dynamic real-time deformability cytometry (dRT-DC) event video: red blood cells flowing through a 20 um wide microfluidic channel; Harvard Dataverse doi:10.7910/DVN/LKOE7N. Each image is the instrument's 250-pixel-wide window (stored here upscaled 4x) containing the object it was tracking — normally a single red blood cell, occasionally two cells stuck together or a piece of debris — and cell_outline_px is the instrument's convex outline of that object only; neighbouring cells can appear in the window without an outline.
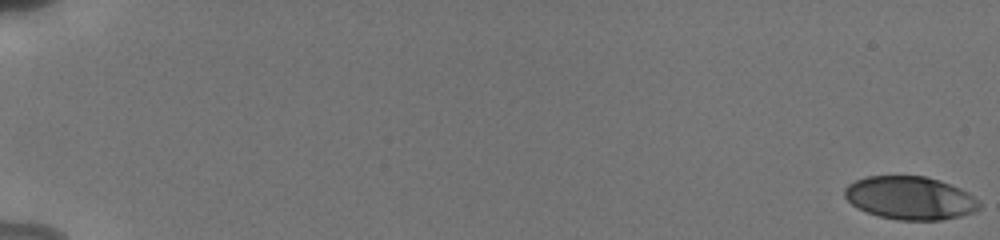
{"species": "human", "species_latin": "Homo sapiens", "temperature_condition": "cold", "stored_images_in_passage": 23, "camera_frame_rate_fps": 3000, "um_per_image_px": 0.085, "donor": {"sex": "male"}, "frame": {"image": 1, "passage_image": 1, "time_ms": 0.0, "image_size_px": [1000, 240], "cell_outline_px": [[980, 208], [976, 212], [960, 216], [940, 220], [896, 220], [880, 216], [856, 208], [844, 196], [844, 188], [848, 184], [856, 180], [868, 176], [924, 176], [940, 180], [960, 188], [968, 192], [980, 204]], "centroid_in_image_um": [77.35, 16.83], "position_along_channel_um": 7.6, "area_um2": 33.87}}
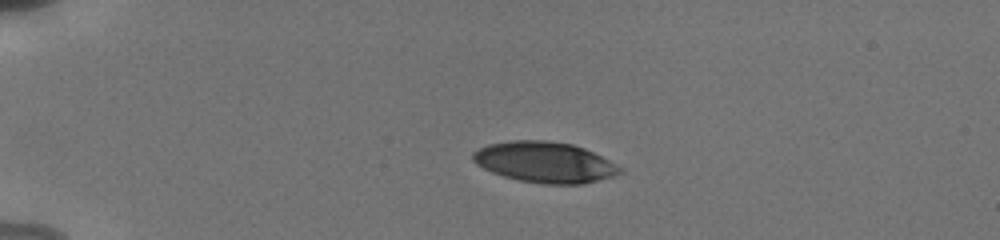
{"frame": {"image": 2, "passage_image": 15, "time_ms": 4.667, "image_size_px": [1000, 240], "cell_outline_px": [[624, 172], [616, 176], [584, 184], [544, 184], [520, 180], [504, 176], [492, 172], [476, 164], [472, 160], [472, 152], [488, 144], [508, 140], [548, 140], [572, 144], [584, 148], [624, 168]], "centroid_in_image_um": [46.33, 13.79], "position_along_channel_um": 38.7, "area_um2": 35.14}}